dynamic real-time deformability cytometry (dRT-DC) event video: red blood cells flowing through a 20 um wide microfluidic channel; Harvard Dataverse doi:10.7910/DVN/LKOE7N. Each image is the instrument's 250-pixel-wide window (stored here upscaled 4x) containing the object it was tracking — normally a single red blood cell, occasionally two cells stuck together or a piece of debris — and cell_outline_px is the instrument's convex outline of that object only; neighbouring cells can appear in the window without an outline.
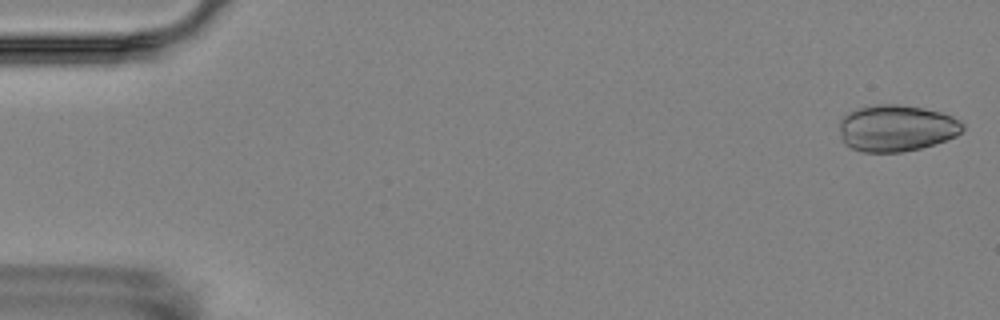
{"species": "Egyptian fruit bat (a non-hibernating species)", "species_latin": "Rousettus aegyptiacus", "temperature_condition": "room temperature", "stored_images_in_passage": 5, "camera_frame_rate_fps": 3000, "um_per_image_px": 0.085, "animal": {"sex": "female"}, "frame": {"image": 1, "passage_image": 1, "time_ms": 0.0, "image_size_px": [1000, 320], "cell_outline_px": [[964, 128], [956, 136], [936, 144], [920, 148], [900, 152], [860, 152], [844, 144], [840, 132], [840, 120], [848, 112], [856, 108], [872, 104], [900, 104], [924, 108], [940, 112], [952, 116], [960, 120], [964, 124]], "centroid_in_image_um": [76.19, 10.88], "position_along_channel_um": 8.8, "area_um2": 33.76}}